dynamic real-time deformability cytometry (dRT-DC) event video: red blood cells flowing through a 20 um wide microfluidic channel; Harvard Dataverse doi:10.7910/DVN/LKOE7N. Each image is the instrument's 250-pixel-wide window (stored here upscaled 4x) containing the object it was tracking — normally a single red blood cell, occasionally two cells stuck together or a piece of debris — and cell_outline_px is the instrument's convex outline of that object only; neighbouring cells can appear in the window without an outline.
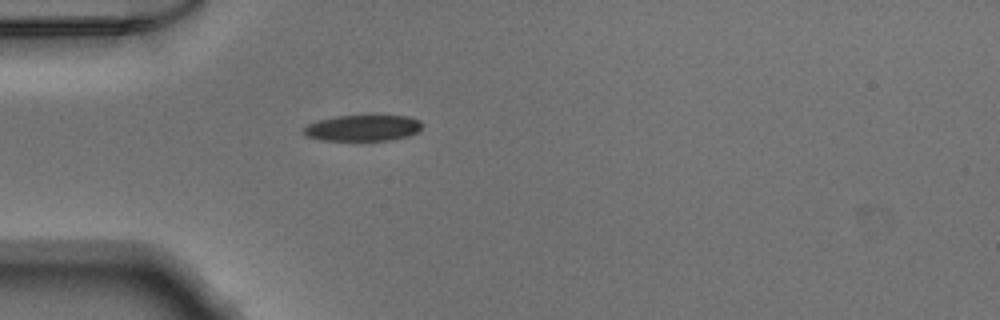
{"species": "Egyptian fruit bat (a non-hibernating species)", "species_latin": "Rousettus aegyptiacus", "temperature_condition": "warm", "stored_images_in_passage": 37, "camera_frame_rate_fps": 3000, "um_per_image_px": 0.085, "animal": {"sex": "male"}, "frame": {"image": 1, "passage_image": 1, "time_ms": 0.0, "image_size_px": [1000, 320], "cell_outline_px": [[420, 128], [416, 132], [408, 136], [388, 140], [320, 140], [304, 136], [300, 132], [300, 128], [308, 124], [320, 120], [336, 116], [368, 112], [376, 112], [408, 116], [420, 120]], "centroid_in_image_um": [30.79, 10.81], "position_along_channel_um": 54.2, "area_um2": 19.13}}
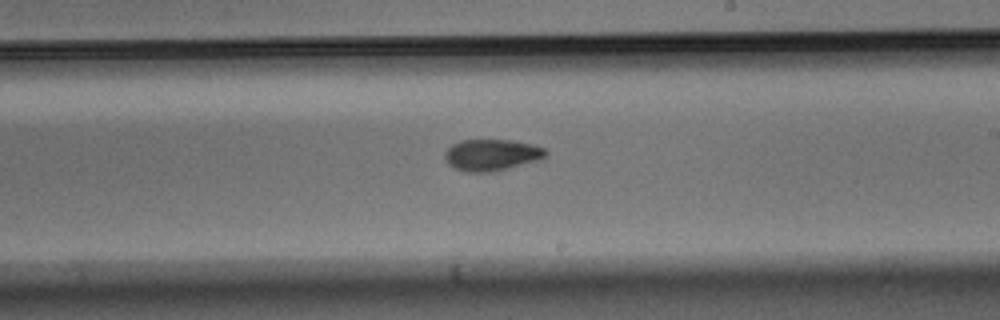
{"frame": {"image": 2, "passage_image": 16, "time_ms": 5.0, "image_size_px": [1000, 320], "cell_outline_px": [[548, 152], [540, 160], [496, 172], [464, 172], [448, 164], [444, 160], [444, 152], [452, 144], [460, 140], [512, 140], [532, 144], [544, 148]], "centroid_in_image_um": [41.78, 13.18], "position_along_channel_um": 247.2, "area_um2": 18.79}}
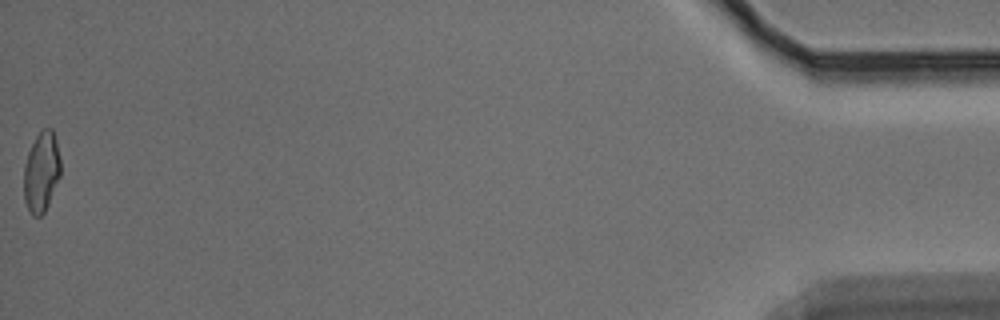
{"frame": {"image": 3, "passage_image": 37, "time_ms": 12.0, "image_size_px": [1000, 320], "cell_outline_px": [[60, 176], [48, 204], [44, 212], [40, 216], [32, 216], [24, 200], [24, 164], [28, 152], [36, 136], [44, 128], [52, 128], [56, 140], [60, 160]], "centroid_in_image_um": [3.51, 14.61], "position_along_channel_um": 431.7, "area_um2": 17.05}}